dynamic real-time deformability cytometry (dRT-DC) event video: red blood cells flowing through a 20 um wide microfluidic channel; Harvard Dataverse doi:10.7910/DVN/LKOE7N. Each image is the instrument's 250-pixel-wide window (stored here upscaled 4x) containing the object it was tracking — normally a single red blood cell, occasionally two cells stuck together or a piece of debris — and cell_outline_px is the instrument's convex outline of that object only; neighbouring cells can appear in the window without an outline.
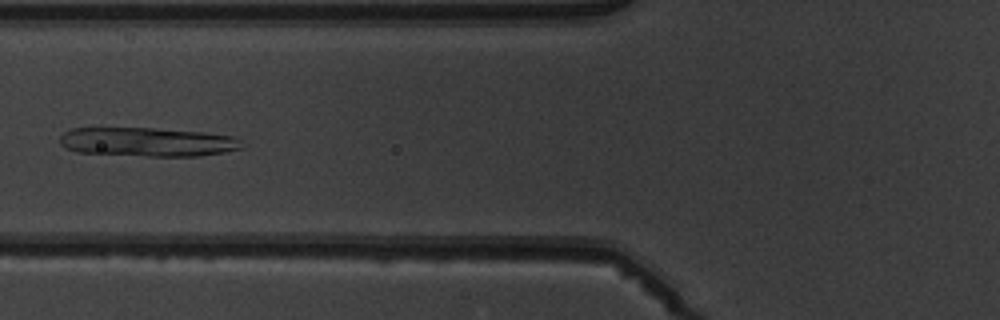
{"species": "common noctule bat (a hibernating species)", "species_latin": "Nyctalus noctula", "temperature_condition": "warm", "stored_images_in_passage": 3, "camera_frame_rate_fps": 3000, "um_per_image_px": 0.085, "animal": {"sex": "male", "body_mass_g": 19.5, "forearm_length_mm": 54.6}, "frame": {"image": 1, "passage_image": 2, "time_ms": 1.333, "image_size_px": [1000, 320], "cell_outline_px": [[244, 148], [224, 152], [200, 156], [148, 156], [76, 152], [64, 148], [60, 144], [60, 136], [64, 132], [72, 128], [152, 128], [204, 132], [232, 136], [240, 140]], "centroid_in_image_um": [12.52, 12.07], "position_along_channel_um": 113.3, "area_um2": 30.87}}
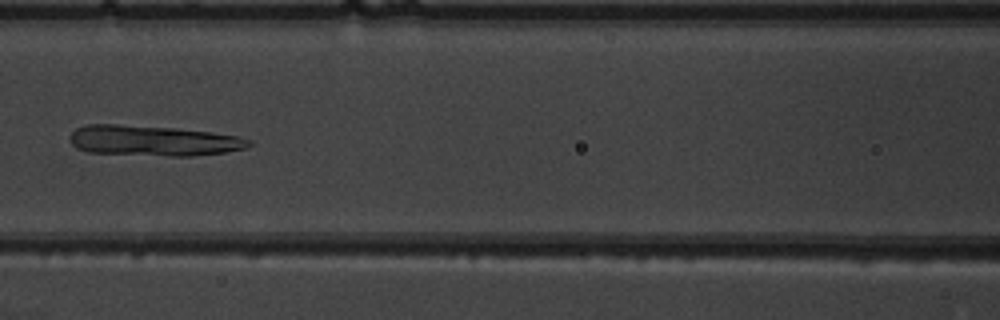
{"frame": {"image": 2, "passage_image": 3, "time_ms": 2.333, "image_size_px": [1000, 320], "cell_outline_px": [[252, 144], [244, 148], [224, 152], [192, 156], [168, 156], [88, 152], [76, 148], [72, 144], [68, 136], [76, 128], [84, 124], [116, 124], [176, 128], [212, 132], [240, 136], [252, 140]], "centroid_in_image_um": [13.01, 11.95], "position_along_channel_um": 153.6, "area_um2": 31.96}}